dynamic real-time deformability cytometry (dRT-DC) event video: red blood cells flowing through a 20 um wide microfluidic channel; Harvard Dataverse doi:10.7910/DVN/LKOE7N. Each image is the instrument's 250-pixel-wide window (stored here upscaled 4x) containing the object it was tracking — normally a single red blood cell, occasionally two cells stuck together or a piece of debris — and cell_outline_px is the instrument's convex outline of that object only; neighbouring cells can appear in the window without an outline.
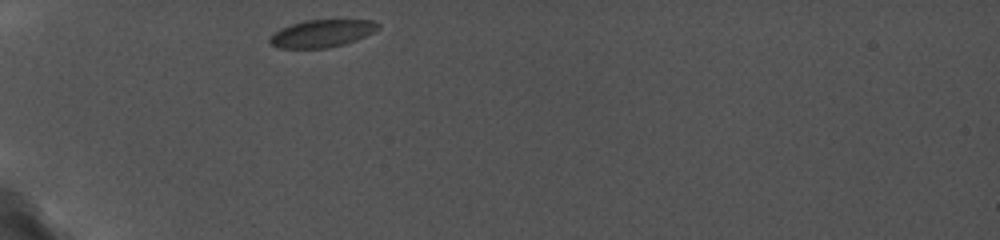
{"species": "common noctule bat (a hibernating species)", "species_latin": "Nyctalus noctula", "temperature_condition": "cold", "stored_images_in_passage": 33, "camera_frame_rate_fps": 5000, "um_per_image_px": 0.085, "animal": {"sex": "female", "body_mass_g": 19.0, "forearm_length_mm": 56.7}, "frame": {"image": 1, "passage_image": 1, "time_ms": 0.0, "image_size_px": [1000, 240], "cell_outline_px": [[380, 28], [356, 40], [344, 44], [328, 48], [276, 48], [268, 40], [280, 28], [304, 20], [372, 20], [380, 24]], "centroid_in_image_um": [27.37, 2.84], "position_along_channel_um": 57.6, "area_um2": 17.22}}
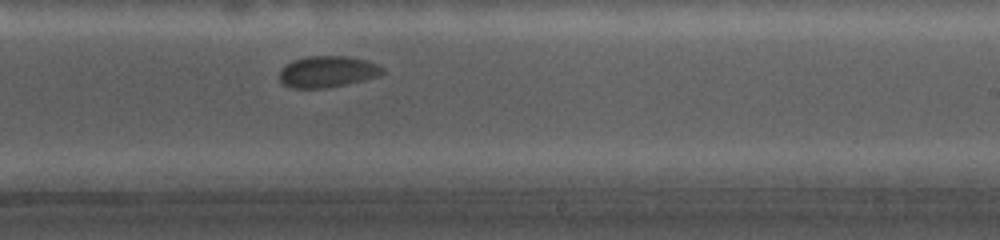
{"frame": {"image": 2, "passage_image": 22, "time_ms": 6.2, "image_size_px": [1000, 240], "cell_outline_px": [[384, 72], [380, 76], [364, 80], [324, 88], [292, 88], [284, 84], [280, 80], [280, 68], [292, 60], [308, 56], [348, 56], [368, 60], [380, 64], [384, 68]], "centroid_in_image_um": [27.87, 6.08], "position_along_channel_um": 261.1, "area_um2": 19.02}}
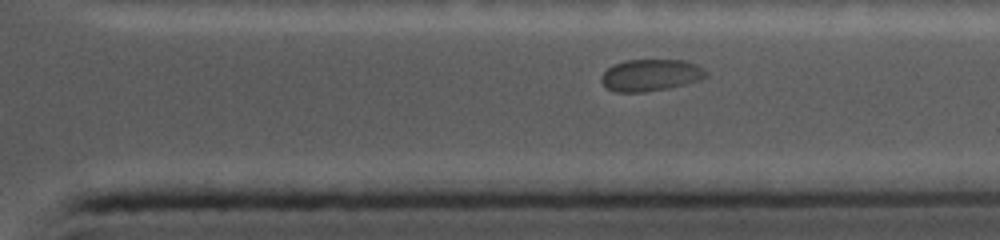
{"frame": {"image": 3, "passage_image": 31, "time_ms": 8.8, "image_size_px": [1000, 240], "cell_outline_px": [[708, 76], [700, 80], [668, 88], [644, 92], [616, 92], [608, 88], [600, 80], [600, 76], [612, 64], [624, 60], [684, 60], [696, 64], [704, 68], [708, 72]], "centroid_in_image_um": [55.32, 6.38], "position_along_channel_um": 356.1, "area_um2": 19.54}}